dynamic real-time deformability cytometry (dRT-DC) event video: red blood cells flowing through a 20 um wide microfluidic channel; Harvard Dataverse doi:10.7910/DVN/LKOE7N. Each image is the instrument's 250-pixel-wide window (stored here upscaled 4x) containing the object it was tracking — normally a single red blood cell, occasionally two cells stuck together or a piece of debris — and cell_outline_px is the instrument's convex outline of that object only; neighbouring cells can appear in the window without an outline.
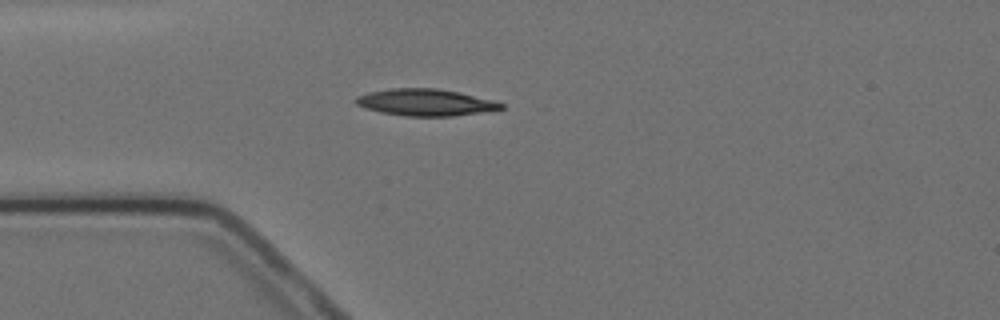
{"species": "Egyptian fruit bat (a non-hibernating species)", "species_latin": "Rousettus aegyptiacus", "temperature_condition": "cold", "stored_images_in_passage": 2, "camera_frame_rate_fps": 3000, "um_per_image_px": 0.085, "animal": {"sex": "female"}, "frame": {"image": 1, "passage_image": 1, "time_ms": 0.0, "image_size_px": [1000, 320], "cell_outline_px": [[504, 108], [480, 112], [452, 116], [404, 116], [380, 112], [364, 108], [356, 104], [352, 100], [356, 96], [368, 92], [392, 88], [436, 88], [460, 92], [496, 100], [504, 104]], "centroid_in_image_um": [36.14, 8.69], "position_along_channel_um": 48.9, "area_um2": 22.89}}